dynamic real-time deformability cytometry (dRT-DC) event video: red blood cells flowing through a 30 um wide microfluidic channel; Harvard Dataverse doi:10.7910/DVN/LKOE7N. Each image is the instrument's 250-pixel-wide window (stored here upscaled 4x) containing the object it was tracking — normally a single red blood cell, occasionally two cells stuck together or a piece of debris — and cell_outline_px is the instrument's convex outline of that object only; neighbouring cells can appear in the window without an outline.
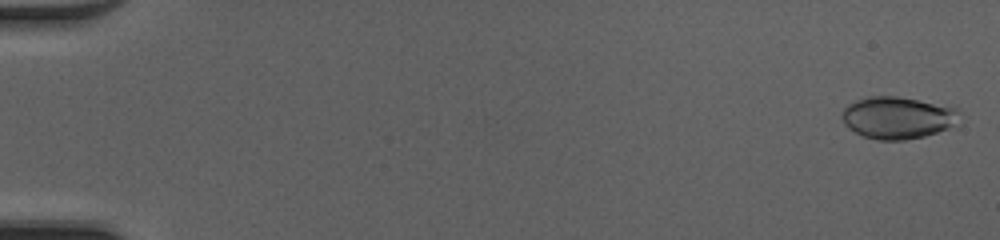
{"species": "common noctule bat (a hibernating species)", "species_latin": "Nyctalus noctula", "temperature_condition": "cold", "stored_images_in_passage": 50, "camera_frame_rate_fps": 3000, "um_per_image_px": 0.085, "animal": {"sex": "female", "body_mass_g": 20.0, "forearm_length_mm": 54.0}, "frame": {"image": 1, "passage_image": 2, "time_ms": 0.333, "image_size_px": [1000, 240], "cell_outline_px": [[960, 112], [952, 124], [948, 128], [924, 136], [904, 140], [876, 140], [864, 136], [848, 128], [844, 124], [840, 116], [844, 108], [848, 104], [856, 100], [868, 96], [896, 96], [960, 108]], "centroid_in_image_um": [76.24, 10.0], "position_along_channel_um": 8.8, "area_um2": 28.67}}
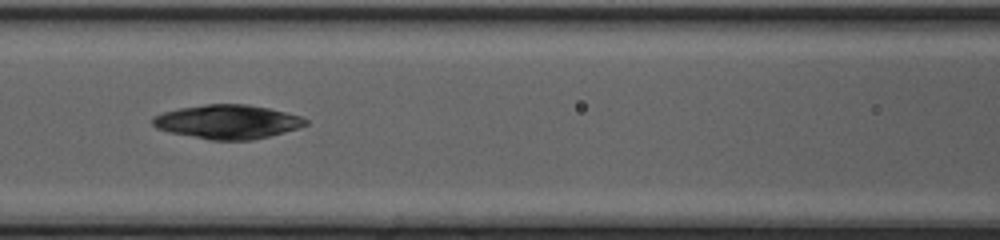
{"frame": {"image": 2, "passage_image": 24, "time_ms": 7.667, "image_size_px": [1000, 240], "cell_outline_px": [[308, 124], [284, 132], [252, 140], [212, 140], [172, 132], [156, 128], [152, 124], [152, 116], [164, 112], [180, 108], [204, 104], [248, 104], [268, 108], [300, 116], [308, 120]], "centroid_in_image_um": [19.33, 10.34], "position_along_channel_um": 147.3, "area_um2": 30.0}}
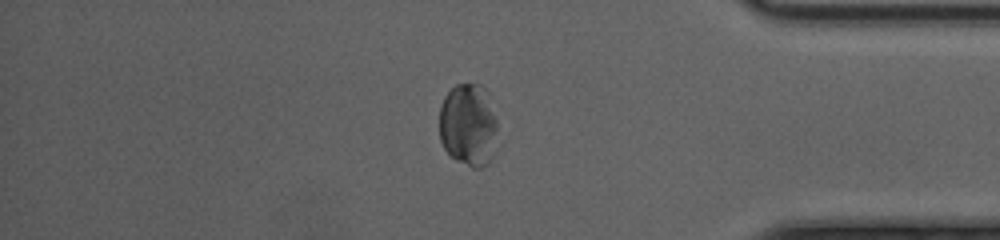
{"frame": {"image": 3, "passage_image": 43, "time_ms": 14.0, "image_size_px": [1000, 240], "cell_outline_px": [[496, 152], [488, 164], [480, 168], [472, 168], [456, 160], [444, 148], [440, 140], [440, 104], [444, 96], [456, 84], [480, 84], [488, 92], [496, 120]], "centroid_in_image_um": [39.82, 10.64], "position_along_channel_um": 395.4, "area_um2": 28.44}}